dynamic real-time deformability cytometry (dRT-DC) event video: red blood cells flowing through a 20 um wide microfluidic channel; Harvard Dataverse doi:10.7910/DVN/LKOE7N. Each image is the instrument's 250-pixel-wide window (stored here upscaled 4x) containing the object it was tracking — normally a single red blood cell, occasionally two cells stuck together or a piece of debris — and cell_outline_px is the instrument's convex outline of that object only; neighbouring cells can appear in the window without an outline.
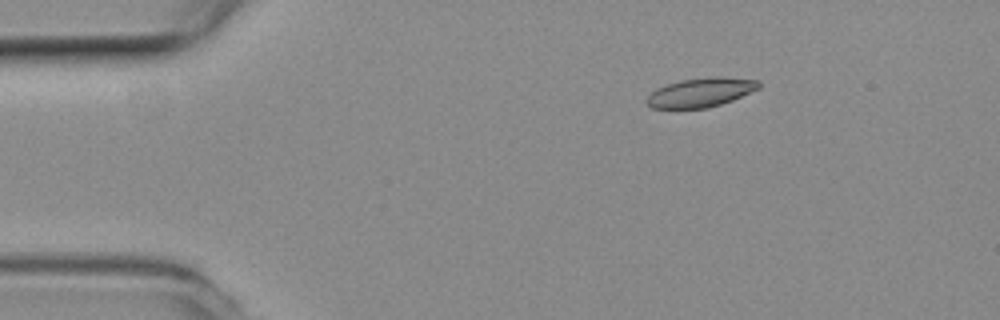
{"species": "common noctule bat (a hibernating species)", "species_latin": "Nyctalus noctula", "temperature_condition": "room temperature", "stored_images_in_passage": 5, "camera_frame_rate_fps": 3000, "um_per_image_px": 0.085, "animal": {"sex": "female", "body_mass_g": 19.3, "forearm_length_mm": 54.1}, "frame": {"image": 1, "passage_image": 3, "time_ms": 0.667, "image_size_px": [1000, 320], "cell_outline_px": [[760, 88], [732, 100], [708, 108], [652, 108], [644, 100], [656, 88], [680, 80], [720, 76], [760, 80]], "centroid_in_image_um": [59.57, 7.85], "position_along_channel_um": 25.4, "area_um2": 18.96}}